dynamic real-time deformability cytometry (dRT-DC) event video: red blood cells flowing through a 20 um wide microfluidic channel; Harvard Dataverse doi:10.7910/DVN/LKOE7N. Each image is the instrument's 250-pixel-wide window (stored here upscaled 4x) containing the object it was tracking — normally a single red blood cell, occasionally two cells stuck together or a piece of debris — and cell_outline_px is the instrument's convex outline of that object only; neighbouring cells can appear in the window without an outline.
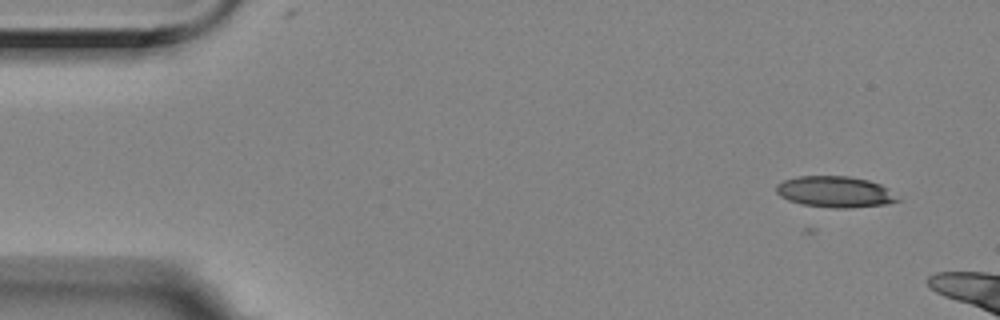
{"species": "Egyptian fruit bat (a non-hibernating species)", "species_latin": "Rousettus aegyptiacus", "temperature_condition": "room temperature", "stored_images_in_passage": 8, "camera_frame_rate_fps": 3000, "um_per_image_px": 0.085, "animal": {"sex": "female"}, "frame": {"image": 1, "passage_image": 1, "time_ms": 0.0, "image_size_px": [1000, 320], "cell_outline_px": [[900, 200], [884, 204], [852, 208], [832, 208], [800, 204], [788, 200], [780, 196], [776, 192], [776, 184], [784, 180], [796, 176], [848, 176], [868, 180], [880, 184]], "centroid_in_image_um": [70.9, 16.3], "position_along_channel_um": 14.1, "area_um2": 21.91}}